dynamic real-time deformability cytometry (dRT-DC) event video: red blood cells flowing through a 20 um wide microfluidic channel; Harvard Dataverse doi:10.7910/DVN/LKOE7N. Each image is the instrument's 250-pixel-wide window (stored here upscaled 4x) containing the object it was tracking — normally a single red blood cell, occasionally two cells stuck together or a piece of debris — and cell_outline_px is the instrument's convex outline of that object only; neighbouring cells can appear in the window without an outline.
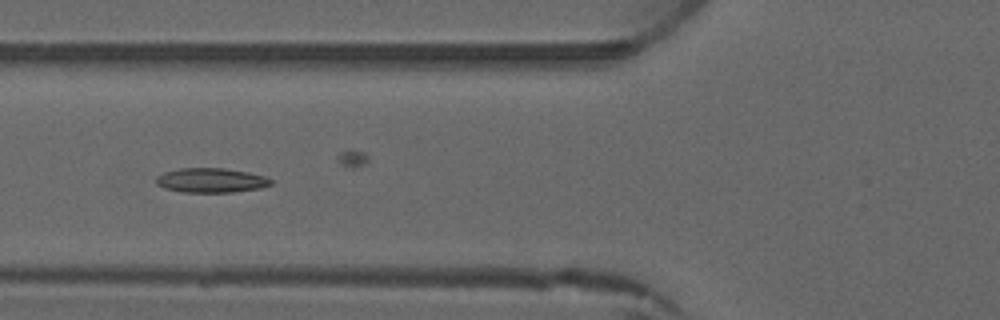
{"species": "common noctule bat (a hibernating species)", "species_latin": "Nyctalus noctula", "temperature_condition": "warm", "stored_images_in_passage": 7, "camera_frame_rate_fps": 3000, "um_per_image_px": 0.085, "animal": {"sex": "male", "forearm_length_mm": 52.5}, "frame": {"image": 1, "passage_image": 6, "time_ms": 5.667, "image_size_px": [1000, 320], "cell_outline_px": [[272, 184], [260, 188], [232, 192], [184, 192], [164, 188], [156, 184], [156, 176], [164, 172], [180, 168], [224, 168], [248, 172], [264, 176], [272, 180]], "centroid_in_image_um": [17.92, 15.32], "position_along_channel_um": 107.9, "area_um2": 16.36}}
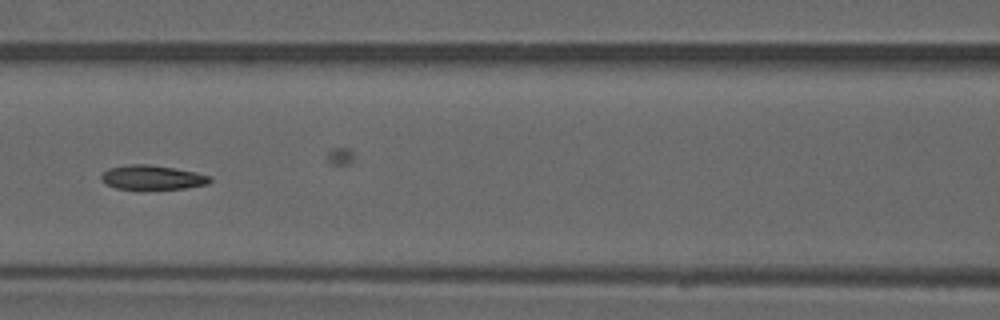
{"frame": {"image": 2, "passage_image": 7, "time_ms": 6.667, "image_size_px": [1000, 320], "cell_outline_px": [[212, 180], [208, 184], [184, 188], [140, 192], [116, 188], [104, 184], [100, 180], [100, 176], [108, 168], [128, 164], [148, 164], [176, 168], [196, 172], [212, 176]], "centroid_in_image_um": [12.91, 15.12], "position_along_channel_um": 153.7, "area_um2": 16.36}}